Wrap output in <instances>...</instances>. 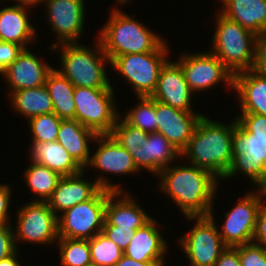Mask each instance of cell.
I'll return each instance as SVG.
<instances>
[{
    "label": "cell",
    "mask_w": 266,
    "mask_h": 266,
    "mask_svg": "<svg viewBox=\"0 0 266 266\" xmlns=\"http://www.w3.org/2000/svg\"><path fill=\"white\" fill-rule=\"evenodd\" d=\"M161 177L162 191L178 205L185 217L209 216L212 211L218 178L209 171L191 166L163 168Z\"/></svg>",
    "instance_id": "1"
},
{
    "label": "cell",
    "mask_w": 266,
    "mask_h": 266,
    "mask_svg": "<svg viewBox=\"0 0 266 266\" xmlns=\"http://www.w3.org/2000/svg\"><path fill=\"white\" fill-rule=\"evenodd\" d=\"M233 161L225 179L241 172L257 188L266 186V116L242 113L234 119Z\"/></svg>",
    "instance_id": "2"
},
{
    "label": "cell",
    "mask_w": 266,
    "mask_h": 266,
    "mask_svg": "<svg viewBox=\"0 0 266 266\" xmlns=\"http://www.w3.org/2000/svg\"><path fill=\"white\" fill-rule=\"evenodd\" d=\"M233 131L234 121L226 125L203 115L181 157L222 180L233 161Z\"/></svg>",
    "instance_id": "3"
},
{
    "label": "cell",
    "mask_w": 266,
    "mask_h": 266,
    "mask_svg": "<svg viewBox=\"0 0 266 266\" xmlns=\"http://www.w3.org/2000/svg\"><path fill=\"white\" fill-rule=\"evenodd\" d=\"M110 15L98 36L110 61L116 56L156 51L165 42L118 8H114Z\"/></svg>",
    "instance_id": "4"
},
{
    "label": "cell",
    "mask_w": 266,
    "mask_h": 266,
    "mask_svg": "<svg viewBox=\"0 0 266 266\" xmlns=\"http://www.w3.org/2000/svg\"><path fill=\"white\" fill-rule=\"evenodd\" d=\"M96 47L97 49L90 50L89 47H84L79 43H63L51 46V50L54 51L58 48L62 49L61 67L63 68L58 71L74 87L112 88L104 68L106 61L110 64V59L104 52L99 39Z\"/></svg>",
    "instance_id": "5"
},
{
    "label": "cell",
    "mask_w": 266,
    "mask_h": 266,
    "mask_svg": "<svg viewBox=\"0 0 266 266\" xmlns=\"http://www.w3.org/2000/svg\"><path fill=\"white\" fill-rule=\"evenodd\" d=\"M212 53L233 73L254 69L258 36L218 13Z\"/></svg>",
    "instance_id": "6"
},
{
    "label": "cell",
    "mask_w": 266,
    "mask_h": 266,
    "mask_svg": "<svg viewBox=\"0 0 266 266\" xmlns=\"http://www.w3.org/2000/svg\"><path fill=\"white\" fill-rule=\"evenodd\" d=\"M75 116L79 123L97 135L110 134L119 114L113 88L75 87Z\"/></svg>",
    "instance_id": "7"
},
{
    "label": "cell",
    "mask_w": 266,
    "mask_h": 266,
    "mask_svg": "<svg viewBox=\"0 0 266 266\" xmlns=\"http://www.w3.org/2000/svg\"><path fill=\"white\" fill-rule=\"evenodd\" d=\"M168 49L165 41L156 51L116 56L110 64L133 86L138 97L152 96Z\"/></svg>",
    "instance_id": "8"
},
{
    "label": "cell",
    "mask_w": 266,
    "mask_h": 266,
    "mask_svg": "<svg viewBox=\"0 0 266 266\" xmlns=\"http://www.w3.org/2000/svg\"><path fill=\"white\" fill-rule=\"evenodd\" d=\"M111 192L101 188L91 199L58 215V237L89 240L102 232L106 199Z\"/></svg>",
    "instance_id": "9"
},
{
    "label": "cell",
    "mask_w": 266,
    "mask_h": 266,
    "mask_svg": "<svg viewBox=\"0 0 266 266\" xmlns=\"http://www.w3.org/2000/svg\"><path fill=\"white\" fill-rule=\"evenodd\" d=\"M212 214L210 212L209 216L187 217L190 220L196 219V224L179 242L191 263L190 266H214L227 247Z\"/></svg>",
    "instance_id": "10"
},
{
    "label": "cell",
    "mask_w": 266,
    "mask_h": 266,
    "mask_svg": "<svg viewBox=\"0 0 266 266\" xmlns=\"http://www.w3.org/2000/svg\"><path fill=\"white\" fill-rule=\"evenodd\" d=\"M257 189L256 194L249 192L225 213L226 219L219 234L227 247L252 243L258 213L266 198L264 189Z\"/></svg>",
    "instance_id": "11"
},
{
    "label": "cell",
    "mask_w": 266,
    "mask_h": 266,
    "mask_svg": "<svg viewBox=\"0 0 266 266\" xmlns=\"http://www.w3.org/2000/svg\"><path fill=\"white\" fill-rule=\"evenodd\" d=\"M18 212L15 241L49 244L58 240V216L47 201L35 199L21 207Z\"/></svg>",
    "instance_id": "12"
},
{
    "label": "cell",
    "mask_w": 266,
    "mask_h": 266,
    "mask_svg": "<svg viewBox=\"0 0 266 266\" xmlns=\"http://www.w3.org/2000/svg\"><path fill=\"white\" fill-rule=\"evenodd\" d=\"M177 62L192 93L210 89L221 82L233 89L234 74L211 51L182 54Z\"/></svg>",
    "instance_id": "13"
},
{
    "label": "cell",
    "mask_w": 266,
    "mask_h": 266,
    "mask_svg": "<svg viewBox=\"0 0 266 266\" xmlns=\"http://www.w3.org/2000/svg\"><path fill=\"white\" fill-rule=\"evenodd\" d=\"M84 171L71 176H62L52 196L47 200L48 205L57 215L59 212L72 208L76 204L91 199L101 188L110 191H121L118 185L109 183L102 175L95 182L83 180ZM82 176V177H81Z\"/></svg>",
    "instance_id": "14"
},
{
    "label": "cell",
    "mask_w": 266,
    "mask_h": 266,
    "mask_svg": "<svg viewBox=\"0 0 266 266\" xmlns=\"http://www.w3.org/2000/svg\"><path fill=\"white\" fill-rule=\"evenodd\" d=\"M48 23L58 35L60 43H77L82 34L85 20L84 0H44Z\"/></svg>",
    "instance_id": "15"
},
{
    "label": "cell",
    "mask_w": 266,
    "mask_h": 266,
    "mask_svg": "<svg viewBox=\"0 0 266 266\" xmlns=\"http://www.w3.org/2000/svg\"><path fill=\"white\" fill-rule=\"evenodd\" d=\"M156 132L182 152L188 145L202 114L186 112L155 100Z\"/></svg>",
    "instance_id": "16"
},
{
    "label": "cell",
    "mask_w": 266,
    "mask_h": 266,
    "mask_svg": "<svg viewBox=\"0 0 266 266\" xmlns=\"http://www.w3.org/2000/svg\"><path fill=\"white\" fill-rule=\"evenodd\" d=\"M192 95L180 64L167 60L160 69L157 87L151 97L173 108L193 112Z\"/></svg>",
    "instance_id": "17"
},
{
    "label": "cell",
    "mask_w": 266,
    "mask_h": 266,
    "mask_svg": "<svg viewBox=\"0 0 266 266\" xmlns=\"http://www.w3.org/2000/svg\"><path fill=\"white\" fill-rule=\"evenodd\" d=\"M53 68L42 63L28 49H23L17 59L1 72L11 92L45 85L48 73Z\"/></svg>",
    "instance_id": "18"
},
{
    "label": "cell",
    "mask_w": 266,
    "mask_h": 266,
    "mask_svg": "<svg viewBox=\"0 0 266 266\" xmlns=\"http://www.w3.org/2000/svg\"><path fill=\"white\" fill-rule=\"evenodd\" d=\"M94 140L99 147L87 166L121 175L139 172L131 154L110 134L97 135Z\"/></svg>",
    "instance_id": "19"
},
{
    "label": "cell",
    "mask_w": 266,
    "mask_h": 266,
    "mask_svg": "<svg viewBox=\"0 0 266 266\" xmlns=\"http://www.w3.org/2000/svg\"><path fill=\"white\" fill-rule=\"evenodd\" d=\"M156 225L157 222L152 218L142 228L137 229L125 248L124 255L139 262H155L158 266H164L167 242Z\"/></svg>",
    "instance_id": "20"
},
{
    "label": "cell",
    "mask_w": 266,
    "mask_h": 266,
    "mask_svg": "<svg viewBox=\"0 0 266 266\" xmlns=\"http://www.w3.org/2000/svg\"><path fill=\"white\" fill-rule=\"evenodd\" d=\"M233 89L239 93L242 113L266 116V74L255 69L238 72Z\"/></svg>",
    "instance_id": "21"
},
{
    "label": "cell",
    "mask_w": 266,
    "mask_h": 266,
    "mask_svg": "<svg viewBox=\"0 0 266 266\" xmlns=\"http://www.w3.org/2000/svg\"><path fill=\"white\" fill-rule=\"evenodd\" d=\"M120 116L110 135L132 156L137 168L152 172L151 133L126 123Z\"/></svg>",
    "instance_id": "22"
},
{
    "label": "cell",
    "mask_w": 266,
    "mask_h": 266,
    "mask_svg": "<svg viewBox=\"0 0 266 266\" xmlns=\"http://www.w3.org/2000/svg\"><path fill=\"white\" fill-rule=\"evenodd\" d=\"M123 198L119 199V196ZM118 198V199H115ZM115 200V201H114ZM152 218L142 210L128 193L112 191L106 199L104 225H115L120 228L140 229Z\"/></svg>",
    "instance_id": "23"
},
{
    "label": "cell",
    "mask_w": 266,
    "mask_h": 266,
    "mask_svg": "<svg viewBox=\"0 0 266 266\" xmlns=\"http://www.w3.org/2000/svg\"><path fill=\"white\" fill-rule=\"evenodd\" d=\"M221 14L260 37L266 33V0H222Z\"/></svg>",
    "instance_id": "24"
},
{
    "label": "cell",
    "mask_w": 266,
    "mask_h": 266,
    "mask_svg": "<svg viewBox=\"0 0 266 266\" xmlns=\"http://www.w3.org/2000/svg\"><path fill=\"white\" fill-rule=\"evenodd\" d=\"M96 136L93 130L83 126L76 119H62L56 141L84 169L91 159L88 143Z\"/></svg>",
    "instance_id": "25"
},
{
    "label": "cell",
    "mask_w": 266,
    "mask_h": 266,
    "mask_svg": "<svg viewBox=\"0 0 266 266\" xmlns=\"http://www.w3.org/2000/svg\"><path fill=\"white\" fill-rule=\"evenodd\" d=\"M27 8L13 5L0 10L1 42L14 43L27 49V43H31L37 38L33 24L28 21Z\"/></svg>",
    "instance_id": "26"
},
{
    "label": "cell",
    "mask_w": 266,
    "mask_h": 266,
    "mask_svg": "<svg viewBox=\"0 0 266 266\" xmlns=\"http://www.w3.org/2000/svg\"><path fill=\"white\" fill-rule=\"evenodd\" d=\"M31 147L32 162L47 166L61 176H71L84 171L58 141L33 143Z\"/></svg>",
    "instance_id": "27"
},
{
    "label": "cell",
    "mask_w": 266,
    "mask_h": 266,
    "mask_svg": "<svg viewBox=\"0 0 266 266\" xmlns=\"http://www.w3.org/2000/svg\"><path fill=\"white\" fill-rule=\"evenodd\" d=\"M45 86L52 100L53 112L61 119H74V85L53 68L47 75Z\"/></svg>",
    "instance_id": "28"
},
{
    "label": "cell",
    "mask_w": 266,
    "mask_h": 266,
    "mask_svg": "<svg viewBox=\"0 0 266 266\" xmlns=\"http://www.w3.org/2000/svg\"><path fill=\"white\" fill-rule=\"evenodd\" d=\"M10 96L13 108L28 119L53 112L52 100L45 85L13 91Z\"/></svg>",
    "instance_id": "29"
},
{
    "label": "cell",
    "mask_w": 266,
    "mask_h": 266,
    "mask_svg": "<svg viewBox=\"0 0 266 266\" xmlns=\"http://www.w3.org/2000/svg\"><path fill=\"white\" fill-rule=\"evenodd\" d=\"M31 163L32 165L26 168L24 172L25 182L30 190L37 194L36 196H41L38 201H47L52 196L62 176L47 166L36 162Z\"/></svg>",
    "instance_id": "30"
},
{
    "label": "cell",
    "mask_w": 266,
    "mask_h": 266,
    "mask_svg": "<svg viewBox=\"0 0 266 266\" xmlns=\"http://www.w3.org/2000/svg\"><path fill=\"white\" fill-rule=\"evenodd\" d=\"M60 263L63 266H92L88 240L59 237Z\"/></svg>",
    "instance_id": "31"
},
{
    "label": "cell",
    "mask_w": 266,
    "mask_h": 266,
    "mask_svg": "<svg viewBox=\"0 0 266 266\" xmlns=\"http://www.w3.org/2000/svg\"><path fill=\"white\" fill-rule=\"evenodd\" d=\"M88 241L92 266H114L124 255V251L102 232Z\"/></svg>",
    "instance_id": "32"
},
{
    "label": "cell",
    "mask_w": 266,
    "mask_h": 266,
    "mask_svg": "<svg viewBox=\"0 0 266 266\" xmlns=\"http://www.w3.org/2000/svg\"><path fill=\"white\" fill-rule=\"evenodd\" d=\"M138 100L140 101L138 106L133 110H129L123 120L144 132H156L155 100L151 96L138 97Z\"/></svg>",
    "instance_id": "33"
},
{
    "label": "cell",
    "mask_w": 266,
    "mask_h": 266,
    "mask_svg": "<svg viewBox=\"0 0 266 266\" xmlns=\"http://www.w3.org/2000/svg\"><path fill=\"white\" fill-rule=\"evenodd\" d=\"M62 119L54 112L28 119L33 143L55 142Z\"/></svg>",
    "instance_id": "34"
},
{
    "label": "cell",
    "mask_w": 266,
    "mask_h": 266,
    "mask_svg": "<svg viewBox=\"0 0 266 266\" xmlns=\"http://www.w3.org/2000/svg\"><path fill=\"white\" fill-rule=\"evenodd\" d=\"M152 172L158 174L169 163L181 156V152L158 132L151 133Z\"/></svg>",
    "instance_id": "35"
},
{
    "label": "cell",
    "mask_w": 266,
    "mask_h": 266,
    "mask_svg": "<svg viewBox=\"0 0 266 266\" xmlns=\"http://www.w3.org/2000/svg\"><path fill=\"white\" fill-rule=\"evenodd\" d=\"M241 266H266V249L255 243L236 246Z\"/></svg>",
    "instance_id": "36"
},
{
    "label": "cell",
    "mask_w": 266,
    "mask_h": 266,
    "mask_svg": "<svg viewBox=\"0 0 266 266\" xmlns=\"http://www.w3.org/2000/svg\"><path fill=\"white\" fill-rule=\"evenodd\" d=\"M136 229L120 228L115 225H104L102 233L113 241L123 251L128 246Z\"/></svg>",
    "instance_id": "37"
},
{
    "label": "cell",
    "mask_w": 266,
    "mask_h": 266,
    "mask_svg": "<svg viewBox=\"0 0 266 266\" xmlns=\"http://www.w3.org/2000/svg\"><path fill=\"white\" fill-rule=\"evenodd\" d=\"M13 227L10 224H0V261L17 251Z\"/></svg>",
    "instance_id": "38"
},
{
    "label": "cell",
    "mask_w": 266,
    "mask_h": 266,
    "mask_svg": "<svg viewBox=\"0 0 266 266\" xmlns=\"http://www.w3.org/2000/svg\"><path fill=\"white\" fill-rule=\"evenodd\" d=\"M22 50L20 45L0 41V74L17 59Z\"/></svg>",
    "instance_id": "39"
},
{
    "label": "cell",
    "mask_w": 266,
    "mask_h": 266,
    "mask_svg": "<svg viewBox=\"0 0 266 266\" xmlns=\"http://www.w3.org/2000/svg\"><path fill=\"white\" fill-rule=\"evenodd\" d=\"M253 243L266 249V204L263 203L257 217ZM255 240V241H254Z\"/></svg>",
    "instance_id": "40"
},
{
    "label": "cell",
    "mask_w": 266,
    "mask_h": 266,
    "mask_svg": "<svg viewBox=\"0 0 266 266\" xmlns=\"http://www.w3.org/2000/svg\"><path fill=\"white\" fill-rule=\"evenodd\" d=\"M214 266H241L237 247H226Z\"/></svg>",
    "instance_id": "41"
},
{
    "label": "cell",
    "mask_w": 266,
    "mask_h": 266,
    "mask_svg": "<svg viewBox=\"0 0 266 266\" xmlns=\"http://www.w3.org/2000/svg\"><path fill=\"white\" fill-rule=\"evenodd\" d=\"M11 191L8 185L0 184V224H11L8 222V208L11 200Z\"/></svg>",
    "instance_id": "42"
},
{
    "label": "cell",
    "mask_w": 266,
    "mask_h": 266,
    "mask_svg": "<svg viewBox=\"0 0 266 266\" xmlns=\"http://www.w3.org/2000/svg\"><path fill=\"white\" fill-rule=\"evenodd\" d=\"M254 69L260 73L266 74V33L257 39Z\"/></svg>",
    "instance_id": "43"
},
{
    "label": "cell",
    "mask_w": 266,
    "mask_h": 266,
    "mask_svg": "<svg viewBox=\"0 0 266 266\" xmlns=\"http://www.w3.org/2000/svg\"><path fill=\"white\" fill-rule=\"evenodd\" d=\"M114 266H158L155 262H139L123 255Z\"/></svg>",
    "instance_id": "44"
},
{
    "label": "cell",
    "mask_w": 266,
    "mask_h": 266,
    "mask_svg": "<svg viewBox=\"0 0 266 266\" xmlns=\"http://www.w3.org/2000/svg\"><path fill=\"white\" fill-rule=\"evenodd\" d=\"M17 254H18V250L10 255L9 257L2 259L0 261V266H21V264L17 261Z\"/></svg>",
    "instance_id": "45"
},
{
    "label": "cell",
    "mask_w": 266,
    "mask_h": 266,
    "mask_svg": "<svg viewBox=\"0 0 266 266\" xmlns=\"http://www.w3.org/2000/svg\"><path fill=\"white\" fill-rule=\"evenodd\" d=\"M16 1H18V3H16L15 5L27 7L41 2L43 3L44 0H16Z\"/></svg>",
    "instance_id": "46"
},
{
    "label": "cell",
    "mask_w": 266,
    "mask_h": 266,
    "mask_svg": "<svg viewBox=\"0 0 266 266\" xmlns=\"http://www.w3.org/2000/svg\"><path fill=\"white\" fill-rule=\"evenodd\" d=\"M118 2L122 3V4H125L126 1H129V0H117Z\"/></svg>",
    "instance_id": "47"
}]
</instances>
